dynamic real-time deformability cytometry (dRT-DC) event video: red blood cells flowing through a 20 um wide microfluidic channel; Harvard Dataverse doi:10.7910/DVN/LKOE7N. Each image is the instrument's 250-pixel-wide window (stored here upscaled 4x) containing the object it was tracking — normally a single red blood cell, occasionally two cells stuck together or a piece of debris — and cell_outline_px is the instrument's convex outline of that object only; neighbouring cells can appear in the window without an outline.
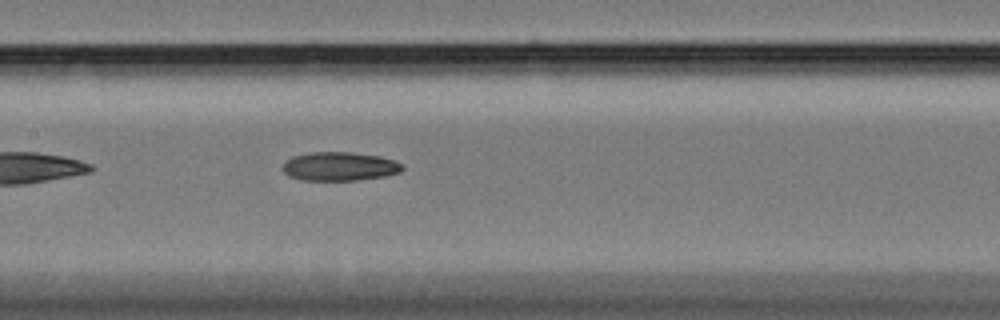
{"species": "Egyptian fruit bat (a non-hibernating species)", "species_latin": "Rousettus aegyptiacus", "temperature_condition": "cold", "stored_images_in_passage": 26, "camera_frame_rate_fps": 3000, "um_per_image_px": 0.085, "animal": {"sex": "female"}, "frame": {"image": 1, "passage_image": 12, "time_ms": 3.667, "image_size_px": [1000, 320], "cell_outline_px": [[404, 168], [400, 172], [384, 176], [356, 180], [300, 180], [288, 176], [280, 168], [292, 156], [308, 152], [352, 152], [380, 156], [396, 160], [404, 164]], "centroid_in_image_um": [28.87, 14.14], "position_along_channel_um": 178.5, "area_um2": 20.29}}
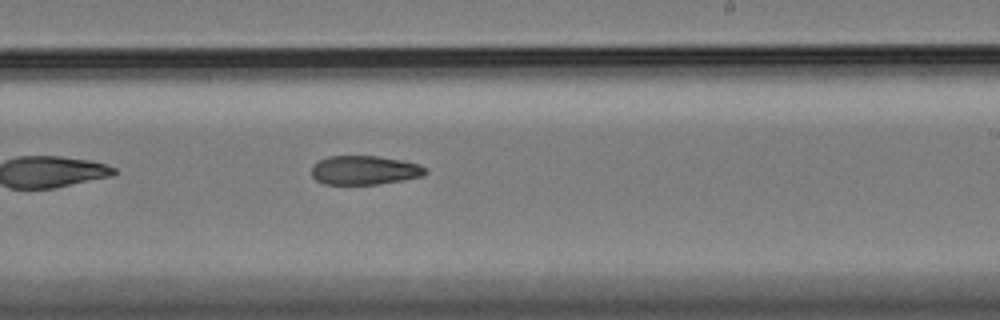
{"frame": {"image": 2, "passage_image": 19, "time_ms": 6.0, "image_size_px": [1000, 320], "cell_outline_px": [[428, 172], [424, 176], [376, 184], [324, 184], [316, 180], [312, 176], [312, 164], [328, 156], [380, 156], [404, 160], [420, 164]], "centroid_in_image_um": [30.99, 14.45], "position_along_channel_um": 258.0, "area_um2": 19.31}}